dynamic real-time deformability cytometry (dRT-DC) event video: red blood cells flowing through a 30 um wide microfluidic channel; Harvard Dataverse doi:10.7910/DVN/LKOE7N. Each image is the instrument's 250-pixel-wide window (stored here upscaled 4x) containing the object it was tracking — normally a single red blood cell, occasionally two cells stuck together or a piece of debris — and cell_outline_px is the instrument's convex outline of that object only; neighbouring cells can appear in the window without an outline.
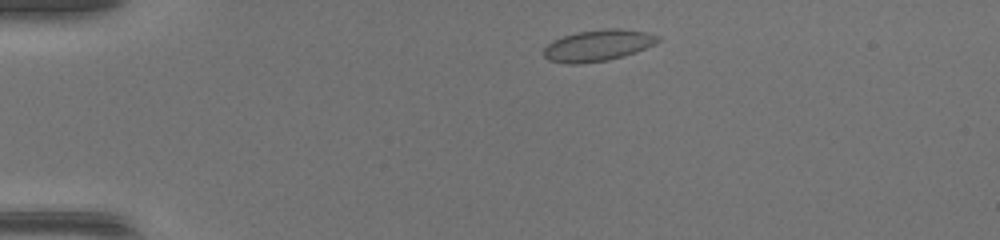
{"species": "common noctule bat (a hibernating species)", "species_latin": "Nyctalus noctula", "temperature_condition": "warm", "stored_images_in_passage": 41, "camera_frame_rate_fps": 3000, "um_per_image_px": 0.085, "animal": {"sex": "female", "body_mass_g": 17.0, "forearm_length_mm": 48.0}, "frame": {"image": 1, "passage_image": 4, "time_ms": 1.0, "image_size_px": [1000, 240], "cell_outline_px": [[660, 40], [656, 44], [636, 52], [624, 56], [608, 60], [580, 64], [568, 64], [548, 60], [544, 56], [544, 48], [552, 40], [564, 36], [580, 32], [608, 28], [616, 28], [648, 32], [660, 36]], "centroid_in_image_um": [50.85, 3.87], "position_along_channel_um": 34.1, "area_um2": 20.92}}
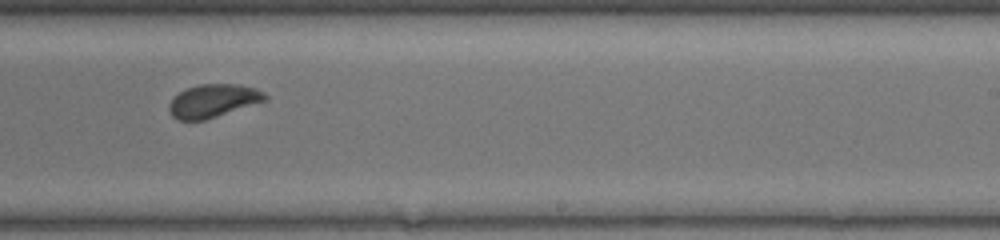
{"frame": {"image": 2, "passage_image": 24, "time_ms": 7.667, "image_size_px": [1000, 240], "cell_outline_px": [[268, 100], [204, 120], [176, 120], [172, 116], [168, 108], [168, 104], [172, 96], [184, 88], [200, 84], [236, 84], [256, 88], [264, 92], [268, 96]], "centroid_in_image_um": [18.08, 8.56], "position_along_channel_um": 270.9, "area_um2": 18.79}}
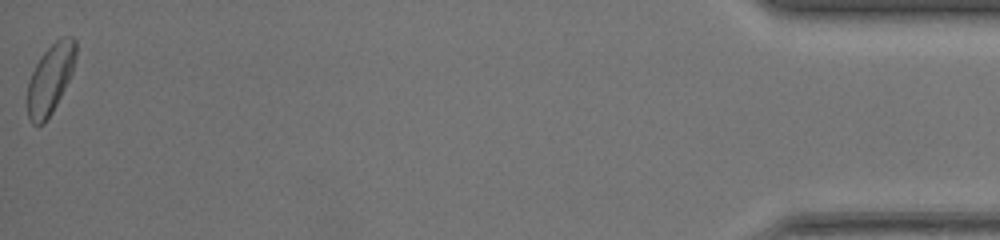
{"frame": {"image": 3, "passage_image": 41, "time_ms": 13.333, "image_size_px": [1000, 240], "cell_outline_px": [[76, 56], [72, 72], [52, 112], [44, 124], [32, 124], [28, 116], [28, 84], [32, 72], [40, 56], [56, 40], [64, 36], [72, 36], [76, 40]], "centroid_in_image_um": [4.28, 6.68], "position_along_channel_um": 430.9, "area_um2": 19.31}}